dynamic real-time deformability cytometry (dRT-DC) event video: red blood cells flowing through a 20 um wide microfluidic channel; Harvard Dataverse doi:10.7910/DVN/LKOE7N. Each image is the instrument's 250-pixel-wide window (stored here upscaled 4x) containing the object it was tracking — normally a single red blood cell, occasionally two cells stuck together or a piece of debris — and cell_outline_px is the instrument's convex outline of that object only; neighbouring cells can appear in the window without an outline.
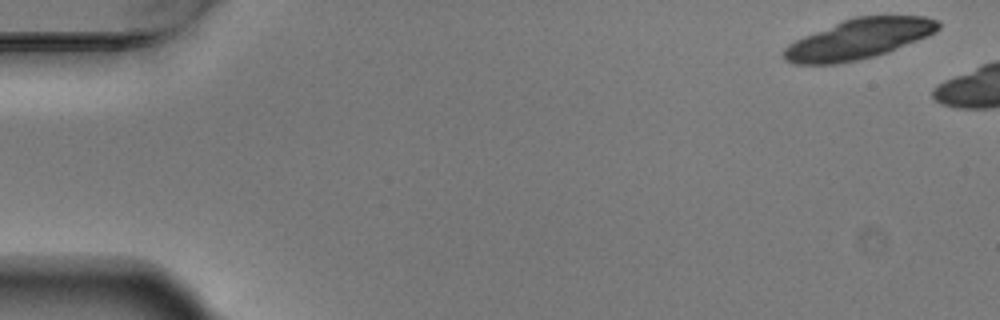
{"species": "Egyptian fruit bat (a non-hibernating species)", "species_latin": "Rousettus aegyptiacus", "temperature_condition": "warm", "stored_images_in_passage": 3, "camera_frame_rate_fps": 3000, "um_per_image_px": 0.085, "animal": {"sex": "male"}, "frame": {"image": 1, "passage_image": 1, "time_ms": 0.0, "image_size_px": [1000, 320], "cell_outline_px": [[940, 28], [936, 32], [928, 36], [888, 52], [856, 60], [836, 64], [792, 64], [784, 60], [784, 48], [788, 44], [804, 36], [852, 16], [924, 16], [940, 20]], "centroid_in_image_um": [73.01, 3.31], "position_along_channel_um": 12.0, "area_um2": 36.01}}